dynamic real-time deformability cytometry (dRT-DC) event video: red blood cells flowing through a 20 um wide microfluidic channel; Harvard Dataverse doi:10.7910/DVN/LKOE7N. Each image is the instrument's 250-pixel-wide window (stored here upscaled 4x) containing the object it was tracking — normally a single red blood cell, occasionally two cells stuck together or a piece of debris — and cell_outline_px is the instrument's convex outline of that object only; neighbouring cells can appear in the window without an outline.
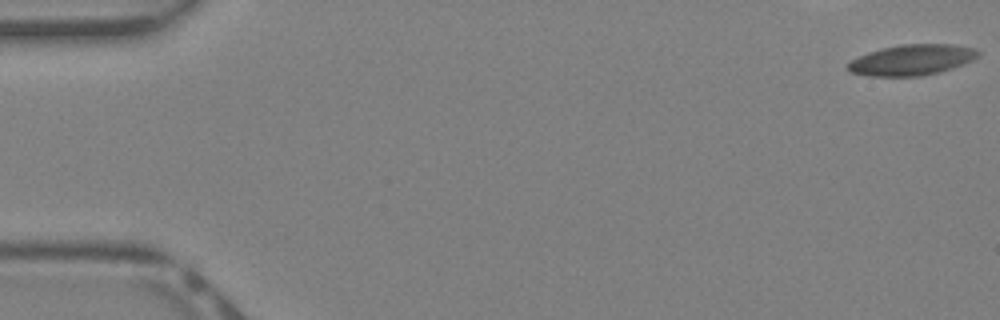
{"species": "Egyptian fruit bat (a non-hibernating species)", "species_latin": "Rousettus aegyptiacus", "temperature_condition": "warm", "stored_images_in_passage": 39, "camera_frame_rate_fps": 3000, "um_per_image_px": 0.085, "animal": {"sex": "female"}, "frame": {"image": 1, "passage_image": 1, "time_ms": 0.0, "image_size_px": [1000, 320], "cell_outline_px": [[980, 56], [964, 64], [940, 72], [920, 76], [868, 76], [852, 72], [848, 68], [848, 64], [852, 60], [868, 52], [900, 44], [952, 44], [976, 48], [980, 52]], "centroid_in_image_um": [77.57, 5.09], "position_along_channel_um": 7.4, "area_um2": 23.24}}
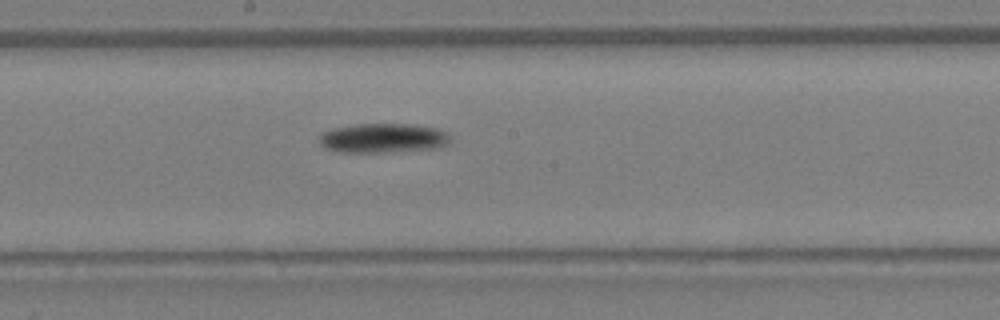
{"frame": {"image": 2, "passage_image": 24, "time_ms": 7.667, "image_size_px": [1000, 320], "cell_outline_px": [[448, 144], [436, 148], [384, 152], [336, 152], [324, 148], [316, 140], [324, 132], [332, 128], [356, 124], [408, 124], [436, 128], [444, 132], [448, 136]], "centroid_in_image_um": [32.47, 11.74], "position_along_channel_um": 215.7, "area_um2": 22.37}}
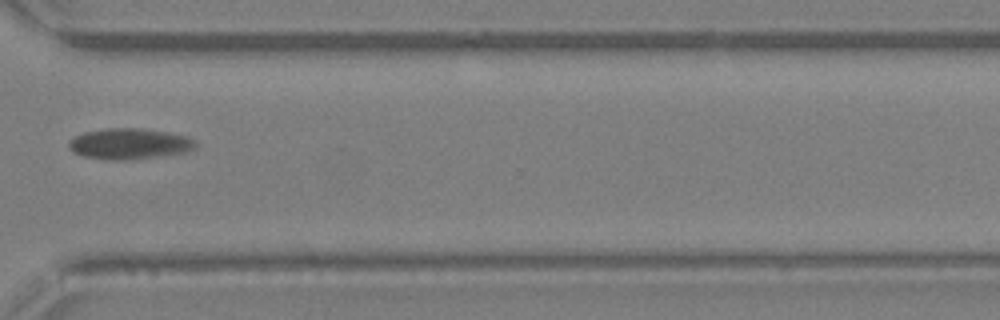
{"frame": {"image": 3, "passage_image": 33, "time_ms": 10.667, "image_size_px": [1000, 320], "cell_outline_px": [[196, 148], [184, 152], [164, 156], [132, 160], [108, 160], [84, 156], [72, 152], [68, 148], [68, 140], [84, 132], [108, 128], [140, 128], [168, 132], [188, 136], [196, 140]], "centroid_in_image_um": [11.01, 12.23], "position_along_channel_um": 359.6, "area_um2": 23.12}, "authors_computed_cell_mechanics": {"area_um2": 22.7732, "velocity_mm_per_s": 4.7843, "shape_relaxation_time_tau1_ms": 1.5157, "shape_relaxation_time_tau2_ms": null, "deformation_change_tau1": 0.0312, "deformation_change_tau2": null}}